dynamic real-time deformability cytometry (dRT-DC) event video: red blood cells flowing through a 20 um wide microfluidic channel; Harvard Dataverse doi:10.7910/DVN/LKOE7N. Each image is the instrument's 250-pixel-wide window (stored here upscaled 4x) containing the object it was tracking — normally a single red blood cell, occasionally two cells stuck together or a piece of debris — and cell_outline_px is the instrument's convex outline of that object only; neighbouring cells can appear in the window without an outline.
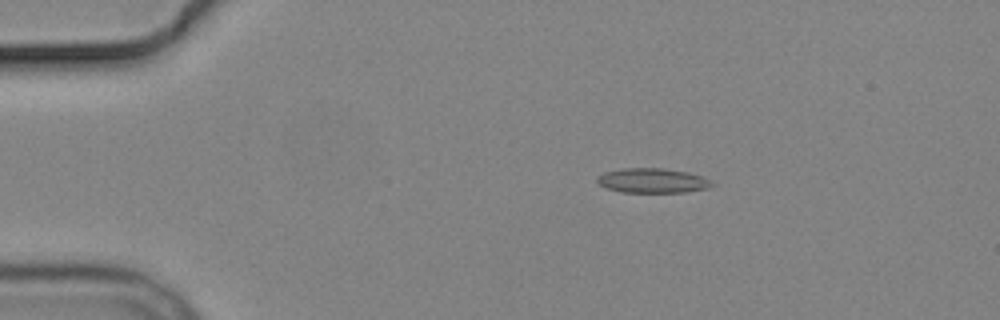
{"species": "common noctule bat (a hibernating species)", "species_latin": "Nyctalus noctula", "temperature_condition": "cold", "stored_images_in_passage": 4, "camera_frame_rate_fps": 3000, "um_per_image_px": 0.085, "animal": {"sex": "male", "body_mass_g": 19.2, "forearm_length_mm": 51.8}, "frame": {"image": 1, "passage_image": 3, "time_ms": 2.333, "image_size_px": [1000, 320], "cell_outline_px": [[716, 184], [708, 188], [684, 192], [620, 192], [604, 188], [596, 180], [596, 176], [604, 172], [624, 168], [664, 168], [688, 172], [704, 176]], "centroid_in_image_um": [55.46, 15.35], "position_along_channel_um": 29.5, "area_um2": 16.7}}